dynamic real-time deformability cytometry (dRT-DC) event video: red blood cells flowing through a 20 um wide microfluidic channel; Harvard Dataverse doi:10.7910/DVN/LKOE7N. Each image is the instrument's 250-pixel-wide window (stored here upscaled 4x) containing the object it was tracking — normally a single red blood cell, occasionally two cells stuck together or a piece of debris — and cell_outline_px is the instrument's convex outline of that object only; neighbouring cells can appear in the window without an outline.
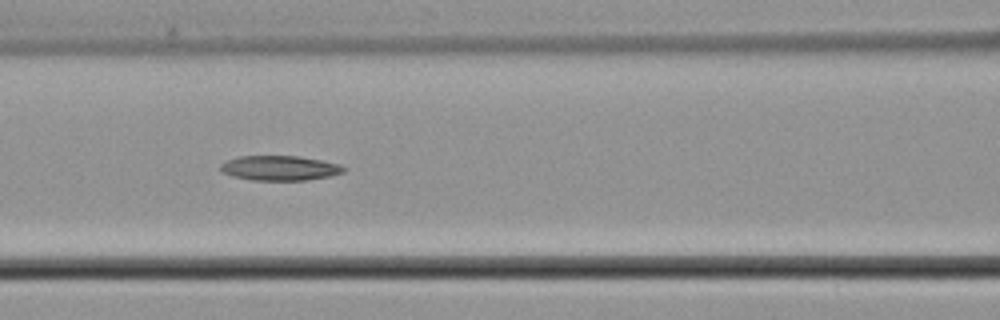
{"species": "common noctule bat (a hibernating species)", "species_latin": "Nyctalus noctula", "temperature_condition": "cold", "stored_images_in_passage": 9, "camera_frame_rate_fps": 3000, "um_per_image_px": 0.085, "animal": {"sex": "male", "body_mass_g": 21.5, "forearm_length_mm": 52.0}, "frame": {"image": 1, "passage_image": 6, "time_ms": 6.0, "image_size_px": [1000, 320], "cell_outline_px": [[348, 168], [344, 172], [332, 176], [304, 180], [252, 180], [232, 176], [220, 172], [220, 164], [228, 160], [240, 156], [300, 156], [340, 164]], "centroid_in_image_um": [23.8, 14.29], "position_along_channel_um": 142.8, "area_um2": 17.92}}
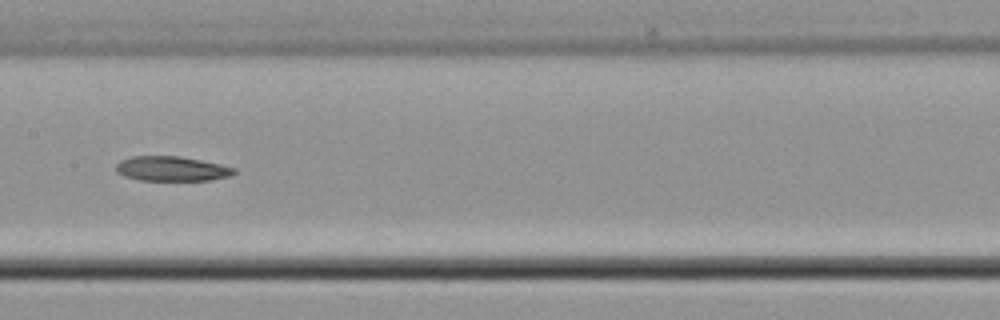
{"frame": {"image": 2, "passage_image": 7, "time_ms": 7.333, "image_size_px": [1000, 320], "cell_outline_px": [[236, 172], [232, 176], [212, 180], [140, 180], [124, 176], [116, 172], [116, 164], [120, 160], [132, 156], [180, 156], [220, 164], [236, 168]], "centroid_in_image_um": [14.61, 14.34], "position_along_channel_um": 192.8, "area_um2": 17.11}}